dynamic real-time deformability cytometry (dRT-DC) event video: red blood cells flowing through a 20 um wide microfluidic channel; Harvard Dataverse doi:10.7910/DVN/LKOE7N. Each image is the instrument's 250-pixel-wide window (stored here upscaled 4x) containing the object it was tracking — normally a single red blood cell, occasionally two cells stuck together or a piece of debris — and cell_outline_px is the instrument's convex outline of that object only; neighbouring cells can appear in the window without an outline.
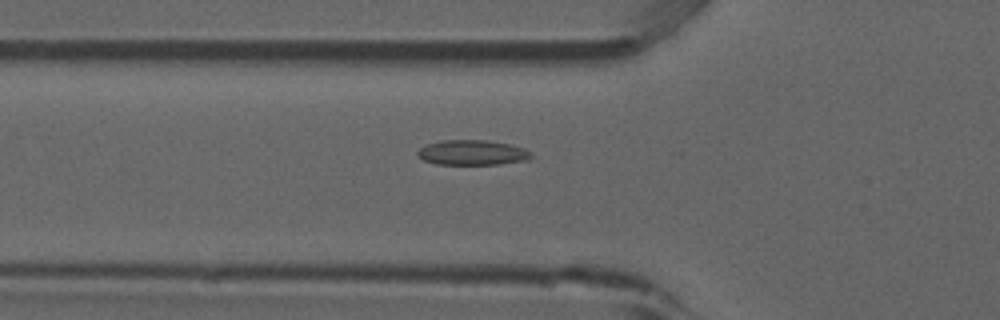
{"species": "common noctule bat (a hibernating species)", "species_latin": "Nyctalus noctula", "temperature_condition": "room temperature", "stored_images_in_passage": 48, "camera_frame_rate_fps": 3000, "um_per_image_px": 0.085, "animal": {"sex": "male", "forearm_length_mm": 52.5}, "frame": {"image": 1, "passage_image": 19, "time_ms": 6.0, "image_size_px": [1000, 320], "cell_outline_px": [[532, 156], [528, 160], [500, 164], [436, 164], [424, 160], [416, 156], [416, 152], [420, 148], [428, 144], [444, 140], [484, 140], [508, 144], [524, 148]], "centroid_in_image_um": [40.11, 12.98], "position_along_channel_um": 85.7, "area_um2": 16.42}}
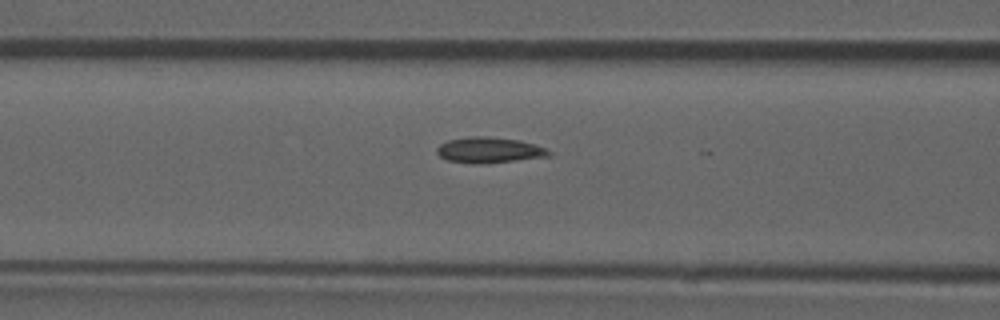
{"frame": {"image": 2, "passage_image": 22, "time_ms": 7.0, "image_size_px": [1000, 320], "cell_outline_px": [[552, 156], [516, 160], [472, 164], [448, 160], [440, 156], [436, 152], [436, 148], [440, 144], [448, 140], [468, 136], [484, 136], [520, 140], [536, 144], [552, 152]], "centroid_in_image_um": [41.58, 12.75], "position_along_channel_um": 125.0, "area_um2": 16.76}}
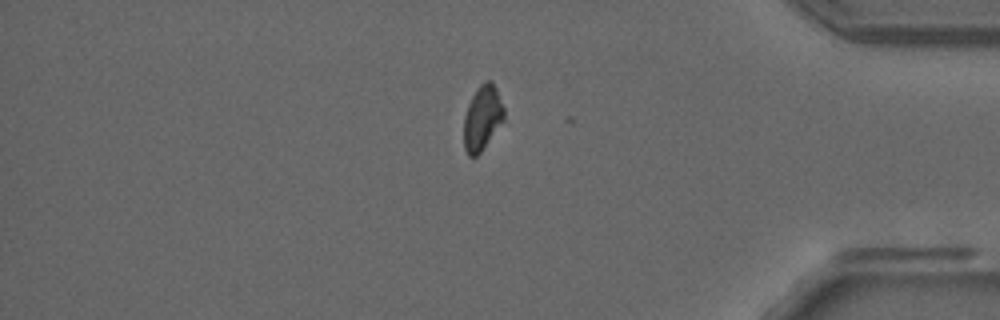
{"frame": {"image": 3, "passage_image": 45, "time_ms": 14.667, "image_size_px": [1000, 320], "cell_outline_px": [[504, 120], [480, 152], [476, 156], [468, 156], [464, 148], [464, 116], [468, 104], [472, 96], [480, 84], [484, 80], [492, 80], [496, 88], [504, 108]], "centroid_in_image_um": [40.99, 10.0], "position_along_channel_um": 394.2, "area_um2": 15.09}}